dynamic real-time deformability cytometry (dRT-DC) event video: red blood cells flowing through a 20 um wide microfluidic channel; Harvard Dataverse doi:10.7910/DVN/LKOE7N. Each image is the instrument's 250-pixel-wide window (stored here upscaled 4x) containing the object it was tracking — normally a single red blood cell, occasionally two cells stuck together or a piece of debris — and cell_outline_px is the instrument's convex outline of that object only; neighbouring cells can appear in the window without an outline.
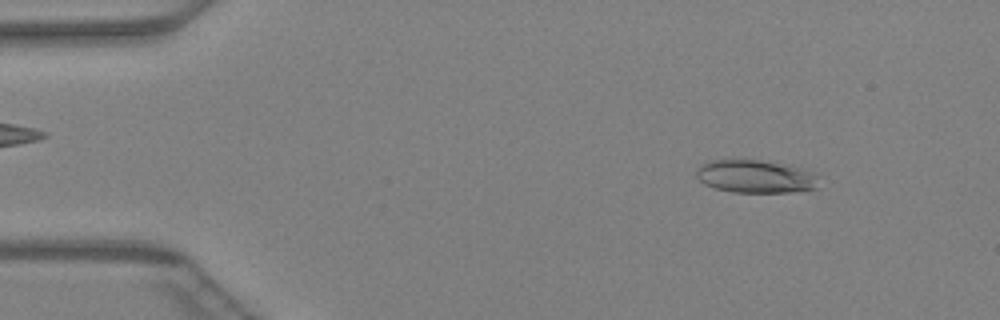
{"species": "Egyptian fruit bat (a non-hibernating species)", "species_latin": "Rousettus aegyptiacus", "temperature_condition": "warm", "stored_images_in_passage": 41, "camera_frame_rate_fps": 3000, "um_per_image_px": 0.085, "animal": {"sex": "female"}, "frame": {"image": 1, "passage_image": 1, "time_ms": 0.0, "image_size_px": [1000, 320], "cell_outline_px": [[816, 188], [788, 192], [732, 192], [716, 188], [704, 184], [696, 176], [696, 172], [700, 164], [712, 160], [756, 160], [776, 164], [792, 168], [816, 176]], "centroid_in_image_um": [64.06, 15.02], "position_along_channel_um": 20.9, "area_um2": 22.43}}
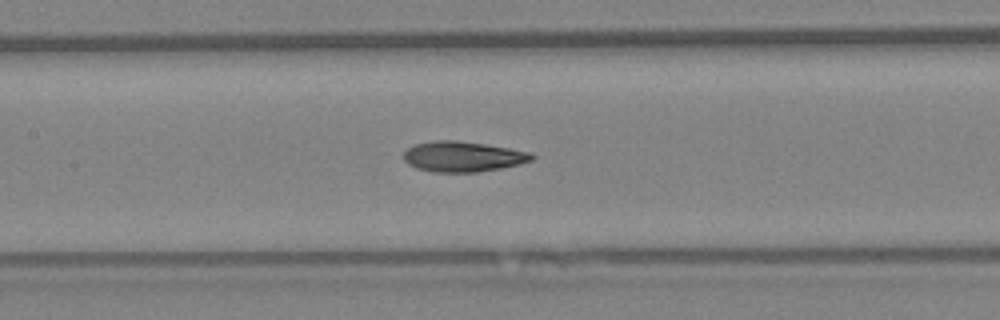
{"frame": {"image": 2, "passage_image": 17, "time_ms": 5.333, "image_size_px": [1000, 320], "cell_outline_px": [[536, 156], [532, 160], [520, 164], [500, 168], [476, 172], [432, 172], [416, 168], [408, 164], [404, 160], [404, 152], [408, 148], [416, 144], [436, 140], [456, 140], [484, 144], [508, 148], [528, 152]], "centroid_in_image_um": [39.32, 13.31], "position_along_channel_um": 168.1, "area_um2": 22.54}}
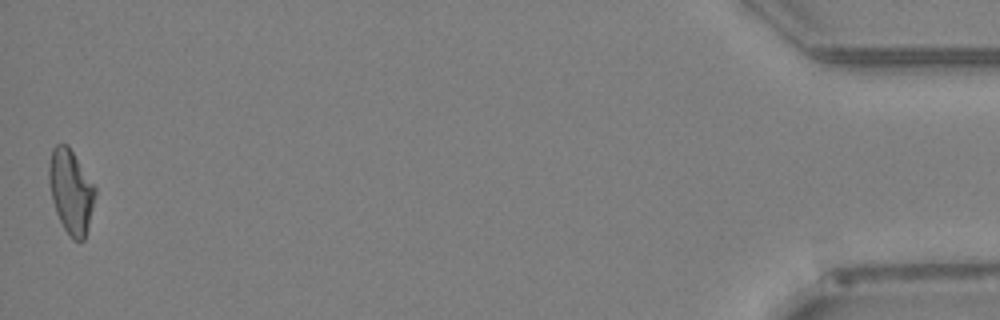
{"frame": {"image": 3, "passage_image": 41, "time_ms": 13.333, "image_size_px": [1000, 320], "cell_outline_px": [[96, 192], [84, 240], [72, 240], [64, 228], [56, 212], [52, 200], [48, 180], [48, 168], [52, 148], [56, 144], [68, 144], [96, 188]], "centroid_in_image_um": [6.0, 16.24], "position_along_channel_um": 429.2, "area_um2": 22.37}}